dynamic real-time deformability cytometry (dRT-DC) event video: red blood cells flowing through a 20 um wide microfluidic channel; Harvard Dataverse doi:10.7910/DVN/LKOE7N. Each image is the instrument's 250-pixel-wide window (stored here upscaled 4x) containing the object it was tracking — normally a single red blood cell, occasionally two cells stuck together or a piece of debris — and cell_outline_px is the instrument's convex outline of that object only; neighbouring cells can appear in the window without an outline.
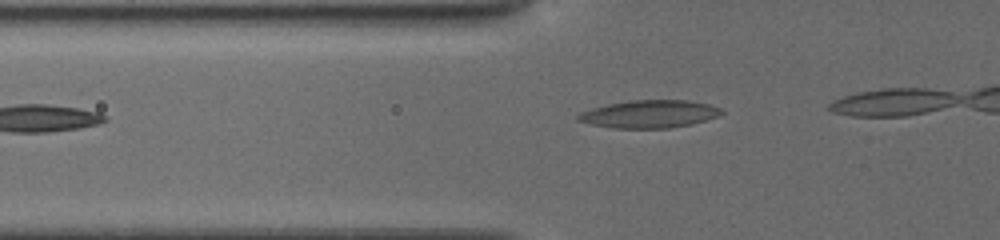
{"species": "common noctule bat (a hibernating species)", "species_latin": "Nyctalus noctula", "temperature_condition": "cold", "stored_images_in_passage": 14, "camera_frame_rate_fps": 3000, "um_per_image_px": 0.085, "animal": {"sex": "female", "body_mass_g": 19.5, "forearm_length_mm": 54.1}, "frame": {"image": 1, "passage_image": 4, "time_ms": 0.667, "image_size_px": [1000, 240], "cell_outline_px": [[724, 112], [720, 116], [692, 124], [668, 128], [612, 128], [592, 124], [576, 120], [576, 116], [580, 112], [592, 108], [608, 104], [628, 100], [688, 100], [708, 104], [720, 108]], "centroid_in_image_um": [55.2, 9.69], "position_along_channel_um": 70.6, "area_um2": 23.24}}
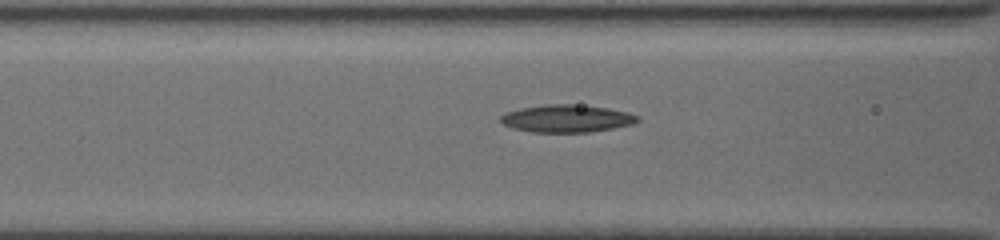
{"frame": {"image": 2, "passage_image": 11, "time_ms": 2.0, "image_size_px": [1000, 240], "cell_outline_px": [[640, 120], [632, 124], [592, 132], [532, 132], [512, 128], [504, 124], [500, 120], [500, 116], [504, 112], [520, 108], [544, 104], [572, 104], [608, 108], [628, 112], [636, 116]], "centroid_in_image_um": [48.13, 10.07], "position_along_channel_um": 118.5, "area_um2": 21.96}}